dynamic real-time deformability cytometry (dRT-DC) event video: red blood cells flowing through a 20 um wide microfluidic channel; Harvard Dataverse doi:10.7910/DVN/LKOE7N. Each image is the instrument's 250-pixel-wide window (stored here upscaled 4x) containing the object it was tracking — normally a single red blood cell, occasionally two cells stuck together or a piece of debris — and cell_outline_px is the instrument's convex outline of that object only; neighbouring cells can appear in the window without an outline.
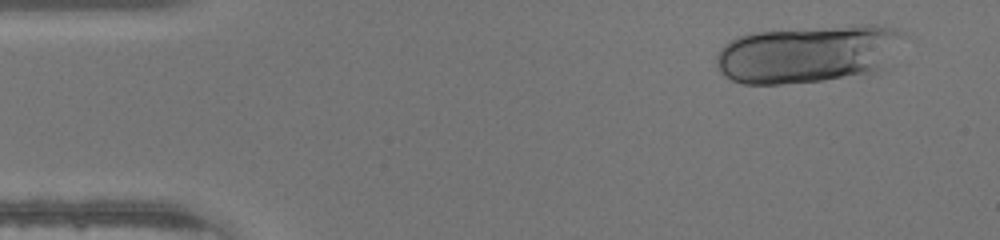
{"species": "human", "species_latin": "Homo sapiens", "temperature_condition": "warm", "stored_images_in_passage": 44, "camera_frame_rate_fps": 3000, "um_per_image_px": 0.085, "donor": {"sex": "male"}, "frame": {"image": 1, "passage_image": 3, "time_ms": 0.667, "image_size_px": [1000, 240], "cell_outline_px": [[900, 36], [876, 68], [868, 72], [824, 80], [780, 84], [744, 84], [732, 80], [724, 76], [720, 72], [716, 64], [716, 56], [720, 48], [728, 40], [752, 32], [856, 24], [876, 24], [896, 28], [900, 32]], "centroid_in_image_um": [68.45, 4.56], "position_along_channel_um": 16.6, "area_um2": 61.44}}
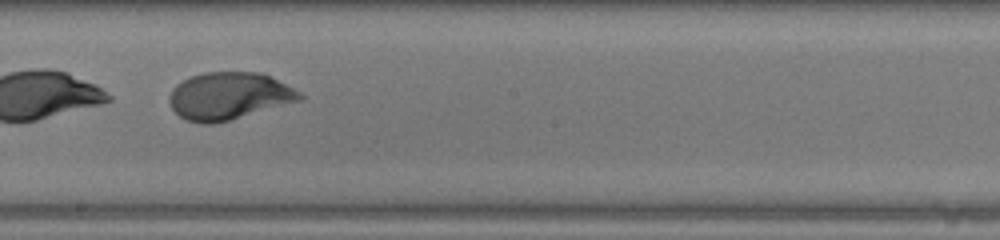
{"frame": {"image": 2, "passage_image": 25, "time_ms": 8.0, "image_size_px": [1000, 240], "cell_outline_px": [[304, 100], [232, 120], [212, 124], [200, 124], [184, 120], [172, 108], [168, 100], [168, 96], [172, 88], [176, 84], [192, 76], [204, 72], [260, 72], [300, 92], [304, 96]], "centroid_in_image_um": [19.45, 8.18], "position_along_channel_um": 228.8, "area_um2": 36.24}}
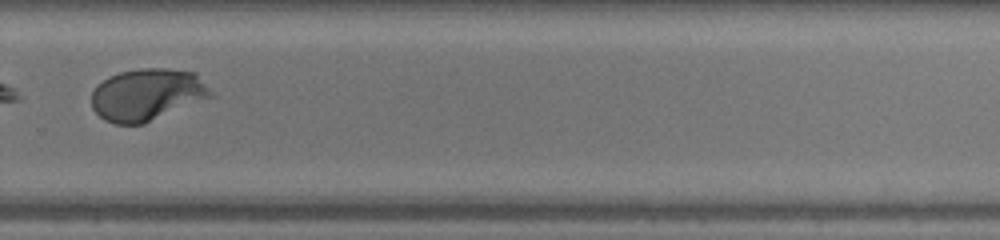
{"frame": {"image": 3, "passage_image": 31, "time_ms": 10.0, "image_size_px": [1000, 240], "cell_outline_px": [[216, 96], [144, 124], [116, 124], [104, 120], [92, 108], [92, 92], [108, 76], [120, 72], [140, 68], [168, 68], [196, 72]], "centroid_in_image_um": [12.56, 8.04], "position_along_channel_um": 317.2, "area_um2": 36.47}}